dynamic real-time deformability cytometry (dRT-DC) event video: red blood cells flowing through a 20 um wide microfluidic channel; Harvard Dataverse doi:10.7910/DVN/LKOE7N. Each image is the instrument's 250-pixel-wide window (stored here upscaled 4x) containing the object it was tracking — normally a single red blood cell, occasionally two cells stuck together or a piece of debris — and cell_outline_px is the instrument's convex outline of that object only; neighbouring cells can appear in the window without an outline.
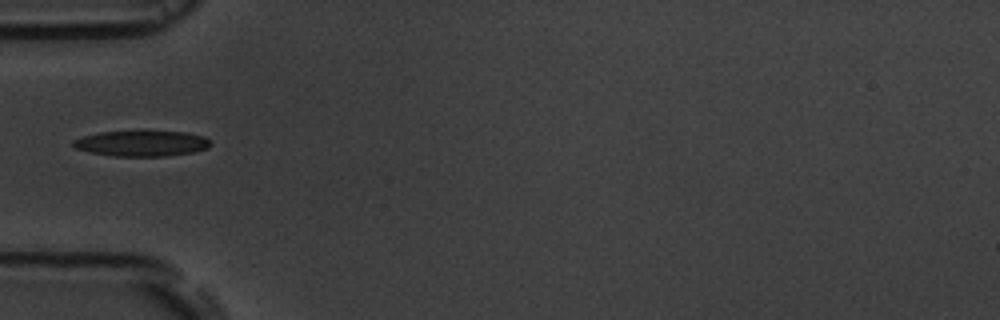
{"species": "common noctule bat (a hibernating species)", "species_latin": "Nyctalus noctula", "temperature_condition": "room temperature", "stored_images_in_passage": 1, "camera_frame_rate_fps": 3000, "um_per_image_px": 0.085, "animal": {"sex": "male", "body_mass_g": 19.5, "forearm_length_mm": 54.6}, "frame": {"image": 1, "passage_image": 1, "time_ms": 0.0, "image_size_px": [1000, 320], "cell_outline_px": [[212, 144], [208, 148], [192, 152], [168, 156], [112, 156], [92, 152], [76, 148], [72, 144], [72, 140], [84, 136], [100, 132], [144, 128], [188, 132], [204, 136], [212, 140]], "centroid_in_image_um": [12.11, 12.13], "position_along_channel_um": 72.9, "area_um2": 21.62}}